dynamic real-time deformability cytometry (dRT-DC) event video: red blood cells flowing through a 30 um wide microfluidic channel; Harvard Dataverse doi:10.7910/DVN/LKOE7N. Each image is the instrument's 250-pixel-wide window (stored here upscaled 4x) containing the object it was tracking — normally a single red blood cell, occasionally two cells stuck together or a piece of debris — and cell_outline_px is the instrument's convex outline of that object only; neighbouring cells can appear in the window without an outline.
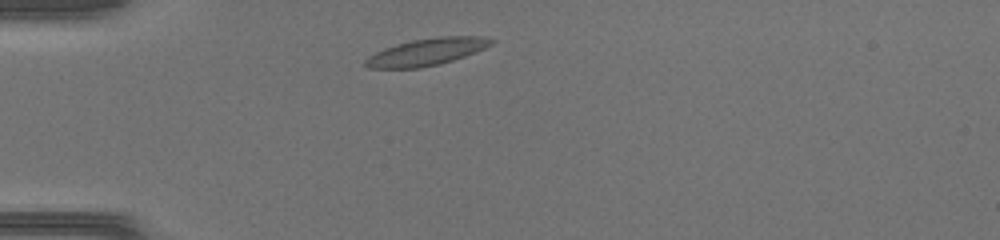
{"species": "common noctule bat (a hibernating species)", "species_latin": "Nyctalus noctula", "temperature_condition": "warm", "stored_images_in_passage": 36, "camera_frame_rate_fps": 3000, "um_per_image_px": 0.085, "animal": {"sex": "female", "body_mass_g": 17.0, "forearm_length_mm": 48.0}, "frame": {"image": 1, "passage_image": 3, "time_ms": 0.667, "image_size_px": [1000, 240], "cell_outline_px": [[496, 40], [492, 44], [484, 48], [464, 56], [440, 64], [420, 68], [368, 68], [364, 64], [364, 60], [368, 56], [384, 48], [396, 44], [412, 40], [436, 36], [480, 36]], "centroid_in_image_um": [36.24, 4.41], "position_along_channel_um": 48.8, "area_um2": 19.83}}
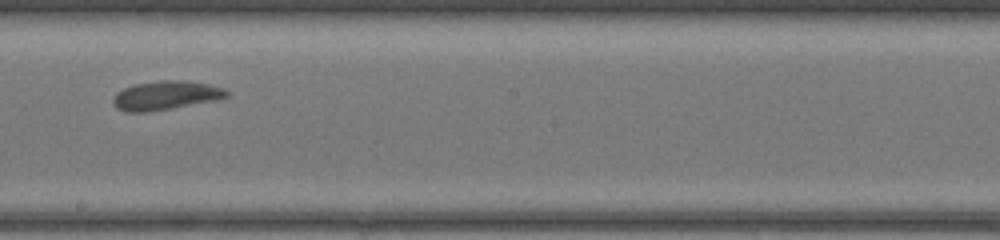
{"frame": {"image": 2, "passage_image": 17, "time_ms": 5.333, "image_size_px": [1000, 240], "cell_outline_px": [[232, 92], [228, 96], [216, 100], [172, 108], [148, 112], [128, 112], [116, 108], [112, 104], [112, 100], [116, 92], [132, 84], [164, 80], [184, 80], [208, 84], [224, 88]], "centroid_in_image_um": [14.08, 8.11], "position_along_channel_um": 234.1, "area_um2": 19.31}}
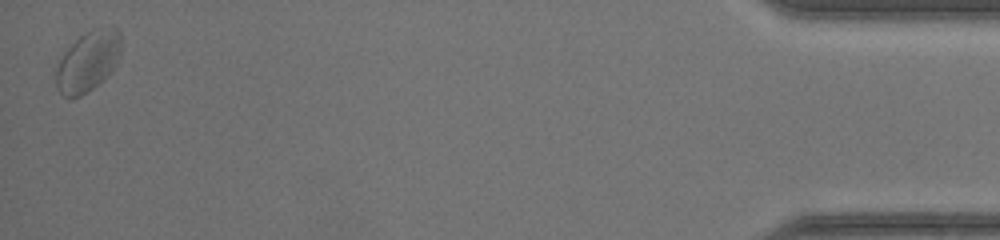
{"frame": {"image": 3, "passage_image": 36, "time_ms": 11.667, "image_size_px": [1000, 240], "cell_outline_px": [[120, 56], [112, 72], [104, 80], [88, 92], [80, 96], [64, 96], [60, 92], [56, 84], [56, 68], [64, 52], [80, 36], [96, 28], [116, 28], [120, 32]], "centroid_in_image_um": [7.5, 5.23], "position_along_channel_um": 427.7, "area_um2": 22.66}}